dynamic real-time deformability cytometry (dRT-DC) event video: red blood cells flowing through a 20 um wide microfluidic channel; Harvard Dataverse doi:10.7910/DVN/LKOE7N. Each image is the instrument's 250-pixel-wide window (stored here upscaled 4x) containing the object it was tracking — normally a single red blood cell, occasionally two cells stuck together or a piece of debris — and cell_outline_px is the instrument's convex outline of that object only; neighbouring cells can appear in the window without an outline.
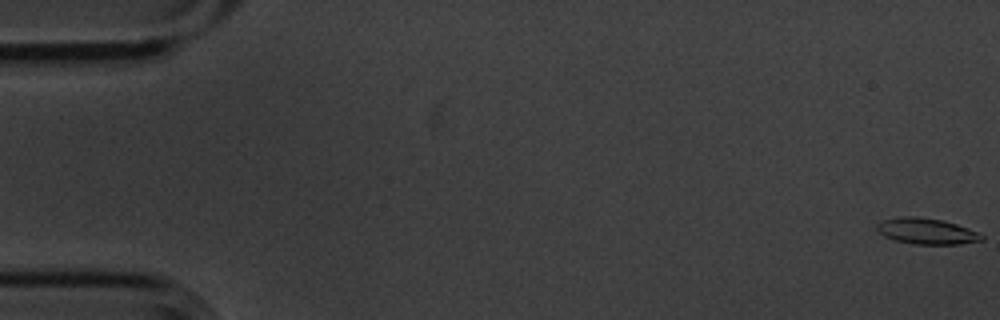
{"species": "common noctule bat (a hibernating species)", "species_latin": "Nyctalus noctula", "temperature_condition": "cold", "stored_images_in_passage": 6, "camera_frame_rate_fps": 3000, "um_per_image_px": 0.085, "animal": {"sex": "male", "body_mass_g": 20.1, "forearm_length_mm": 53.5}, "frame": {"image": 1, "passage_image": 1, "time_ms": 0.0, "image_size_px": [1000, 320], "cell_outline_px": [[984, 240], [960, 244], [912, 244], [896, 240], [884, 236], [876, 228], [876, 224], [884, 220], [900, 216], [916, 216], [944, 220], [980, 232], [984, 236]], "centroid_in_image_um": [78.79, 19.65], "position_along_channel_um": 6.2, "area_um2": 15.95}}
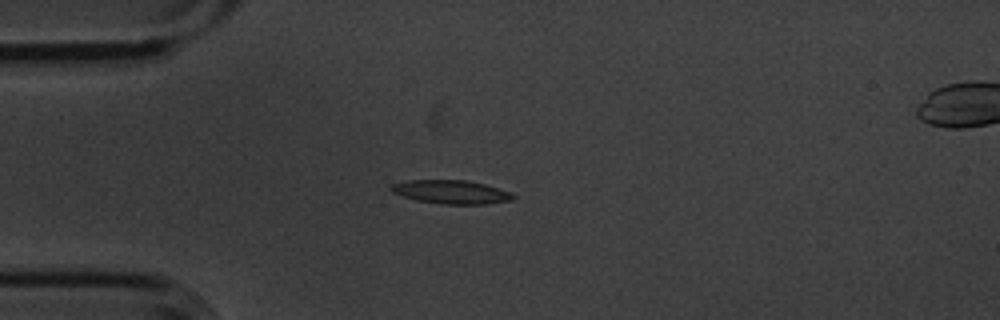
{"frame": {"image": 2, "passage_image": 5, "time_ms": 1.333, "image_size_px": [1000, 320], "cell_outline_px": [[516, 196], [512, 200], [488, 204], [440, 204], [416, 200], [392, 192], [388, 188], [392, 184], [408, 180], [464, 180], [484, 184], [512, 192]], "centroid_in_image_um": [38.36, 16.32], "position_along_channel_um": 46.6, "area_um2": 16.82}}